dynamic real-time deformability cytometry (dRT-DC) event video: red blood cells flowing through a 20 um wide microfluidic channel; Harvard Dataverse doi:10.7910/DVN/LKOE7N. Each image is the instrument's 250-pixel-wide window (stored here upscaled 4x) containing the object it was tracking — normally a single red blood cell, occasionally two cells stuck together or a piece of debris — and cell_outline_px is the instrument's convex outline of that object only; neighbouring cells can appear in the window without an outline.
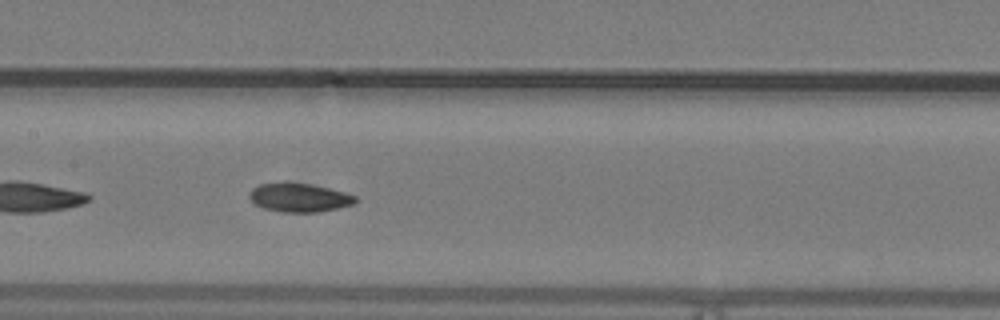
{"species": "common noctule bat (a hibernating species)", "species_latin": "Nyctalus noctula", "temperature_condition": "warm", "stored_images_in_passage": 28, "camera_frame_rate_fps": 3000, "um_per_image_px": 0.085, "animal": {"sex": "male", "body_mass_g": 19.2, "forearm_length_mm": 51.8}, "frame": {"image": 1, "passage_image": 9, "time_ms": 2.667, "image_size_px": [1000, 320], "cell_outline_px": [[356, 204], [316, 212], [280, 212], [264, 208], [256, 204], [248, 196], [248, 192], [252, 188], [260, 184], [308, 184], [328, 188], [344, 192], [356, 196]], "centroid_in_image_um": [25.44, 16.82], "position_along_channel_um": 182.0, "area_um2": 17.28}}